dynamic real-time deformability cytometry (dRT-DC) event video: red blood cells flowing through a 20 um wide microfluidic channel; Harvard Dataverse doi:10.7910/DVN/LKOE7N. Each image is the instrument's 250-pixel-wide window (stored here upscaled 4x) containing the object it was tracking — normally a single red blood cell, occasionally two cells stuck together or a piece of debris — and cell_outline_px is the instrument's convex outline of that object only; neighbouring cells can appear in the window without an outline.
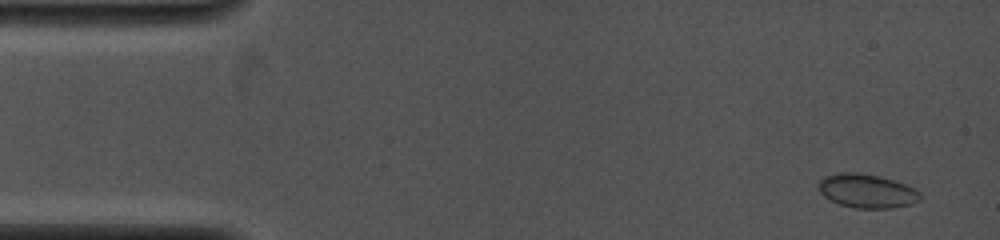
{"species": "common noctule bat (a hibernating species)", "species_latin": "Nyctalus noctula", "temperature_condition": "cold", "stored_images_in_passage": 37, "camera_frame_rate_fps": 4000, "um_per_image_px": 0.085, "animal": {"sex": "female", "body_mass_g": 19.0, "forearm_length_mm": 53.3}, "frame": {"image": 1, "passage_image": 1, "time_ms": 0.0, "image_size_px": [1000, 240], "cell_outline_px": [[920, 200], [912, 204], [892, 208], [856, 208], [840, 204], [824, 196], [820, 192], [820, 180], [824, 176], [840, 172], [860, 172], [892, 180], [904, 184], [920, 192]], "centroid_in_image_um": [73.69, 16.23], "position_along_channel_um": 11.3, "area_um2": 19.77}}
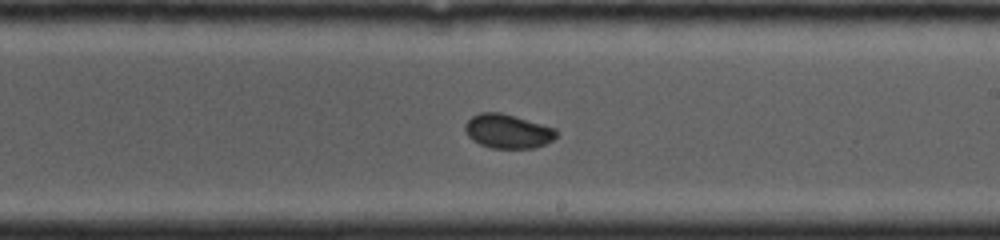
{"frame": {"image": 2, "passage_image": 22, "time_ms": 8.25, "image_size_px": [1000, 240], "cell_outline_px": [[556, 136], [552, 140], [544, 144], [532, 148], [492, 148], [480, 144], [472, 140], [468, 136], [464, 128], [464, 124], [472, 116], [480, 112], [500, 112], [556, 128]], "centroid_in_image_um": [43.13, 11.15], "position_along_channel_um": 245.9, "area_um2": 18.03}}
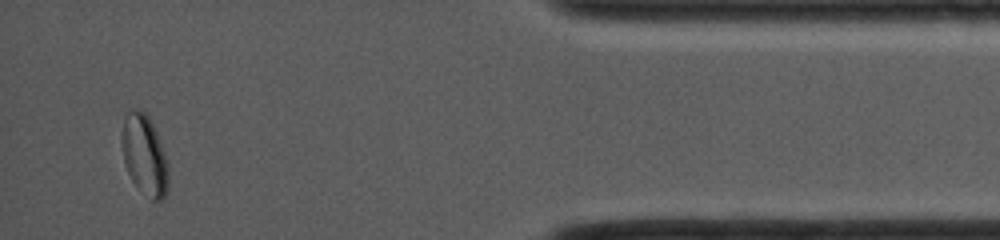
{"frame": {"image": 3, "passage_image": 37, "time_ms": 13.5, "image_size_px": [1000, 240], "cell_outline_px": [[168, 188], [164, 200], [152, 200], [132, 180], [124, 164], [120, 140], [124, 116], [132, 108], [140, 108], [148, 116], [156, 132], [164, 152], [168, 164]], "centroid_in_image_um": [12.26, 13.15], "position_along_channel_um": 422.9, "area_um2": 21.91}, "authors_computed_cell_mechanics": {"area_um2": 18.496, "velocity_mm_per_s": 4.1599, "shape_relaxation_time_tau1_ms": 9.5098, "shape_relaxation_time_tau2_ms": null, "deformation_change_tau1": 0.1335, "deformation_change_tau2": null}}